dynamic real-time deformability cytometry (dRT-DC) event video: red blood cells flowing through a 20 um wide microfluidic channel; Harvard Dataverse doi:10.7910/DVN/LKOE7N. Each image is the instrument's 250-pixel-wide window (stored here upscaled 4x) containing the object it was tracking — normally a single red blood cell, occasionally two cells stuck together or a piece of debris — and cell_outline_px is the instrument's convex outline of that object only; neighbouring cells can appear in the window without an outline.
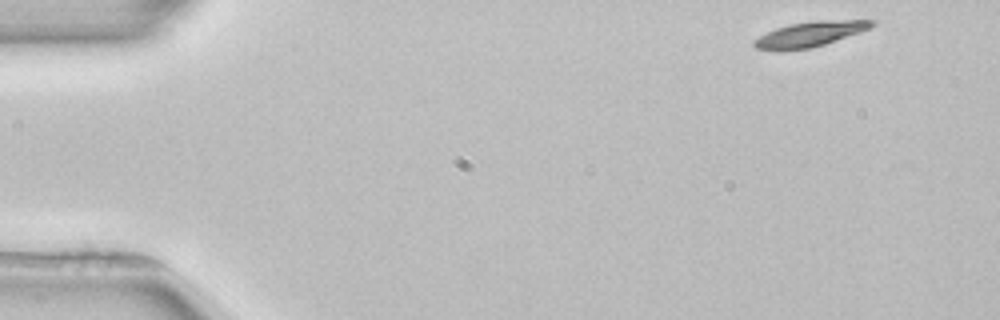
{"species": "common noctule bat (a hibernating species)", "species_latin": "Nyctalus noctula", "temperature_condition": "room temperature", "stored_images_in_passage": 8, "camera_frame_rate_fps": 3000, "um_per_image_px": 0.085, "animal": {"sex": "female", "body_mass_g": 22.7, "forearm_length_mm": 54.2}, "frame": {"image": 1, "passage_image": 1, "time_ms": 0.0, "image_size_px": [1000, 320], "cell_outline_px": [[876, 24], [868, 28], [836, 40], [824, 44], [808, 48], [780, 52], [756, 48], [752, 44], [752, 40], [776, 28], [788, 24], [816, 20], [876, 20]], "centroid_in_image_um": [68.77, 2.91], "position_along_channel_um": 16.2, "area_um2": 17.17}}